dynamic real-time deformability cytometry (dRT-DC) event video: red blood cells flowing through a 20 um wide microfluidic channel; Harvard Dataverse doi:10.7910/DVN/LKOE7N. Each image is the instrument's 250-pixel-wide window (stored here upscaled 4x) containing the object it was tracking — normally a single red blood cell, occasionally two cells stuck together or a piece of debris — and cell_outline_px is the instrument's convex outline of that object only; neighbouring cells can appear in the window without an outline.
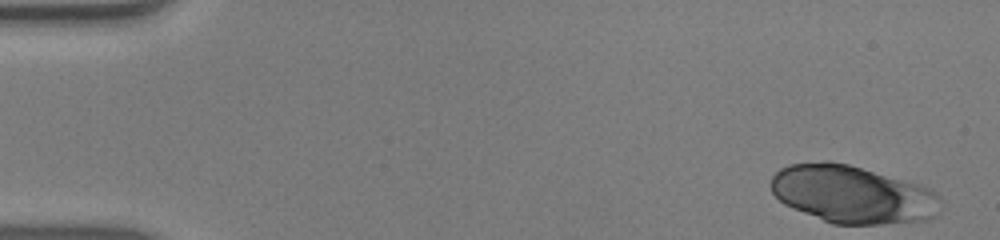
{"species": "human", "species_latin": "Homo sapiens", "temperature_condition": "warm", "stored_images_in_passage": 50, "camera_frame_rate_fps": 3000, "um_per_image_px": 0.085, "donor": {"sex": "male"}, "frame": {"image": 1, "passage_image": 1, "time_ms": 0.0, "image_size_px": [1000, 240], "cell_outline_px": [[940, 212], [936, 216], [928, 220], [884, 224], [832, 224], [784, 204], [772, 192], [768, 184], [772, 176], [780, 168], [788, 164], [824, 160], [828, 160], [848, 164], [920, 184], [932, 188], [940, 196]], "centroid_in_image_um": [72.47, 16.51], "position_along_channel_um": 12.5, "area_um2": 57.68}}
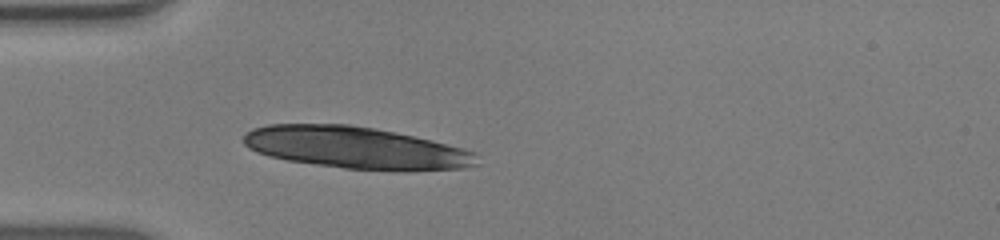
{"frame": {"image": 2, "passage_image": 14, "time_ms": 4.333, "image_size_px": [1000, 240], "cell_outline_px": [[480, 164], [464, 168], [344, 168], [288, 160], [268, 156], [256, 152], [248, 148], [244, 144], [244, 136], [252, 128], [268, 124], [348, 124], [396, 132], [476, 152]], "centroid_in_image_um": [30.14, 12.52], "position_along_channel_um": 54.9, "area_um2": 55.37}}